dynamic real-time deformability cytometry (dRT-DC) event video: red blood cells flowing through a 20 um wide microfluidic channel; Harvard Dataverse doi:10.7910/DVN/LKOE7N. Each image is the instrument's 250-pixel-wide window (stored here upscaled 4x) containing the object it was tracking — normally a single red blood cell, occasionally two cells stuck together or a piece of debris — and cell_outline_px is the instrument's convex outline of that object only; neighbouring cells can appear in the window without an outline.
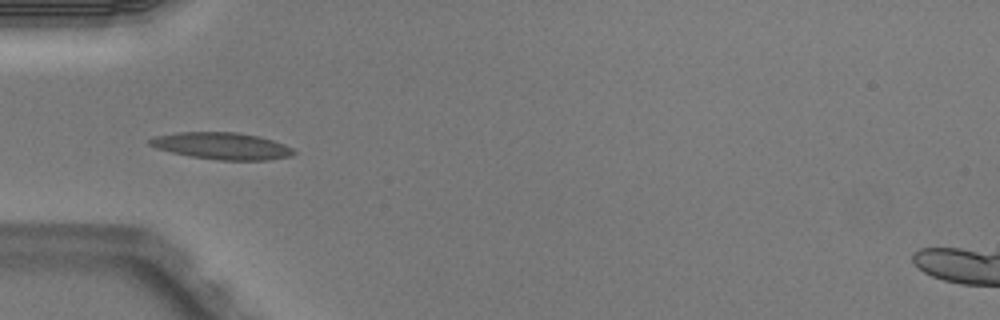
{"species": "Egyptian fruit bat (a non-hibernating species)", "species_latin": "Rousettus aegyptiacus", "temperature_condition": "warm", "stored_images_in_passage": 5, "camera_frame_rate_fps": 3000, "um_per_image_px": 0.085, "animal": {"sex": "male"}, "frame": {"image": 1, "passage_image": 5, "time_ms": 1.333, "image_size_px": [1000, 320], "cell_outline_px": [[296, 152], [292, 156], [272, 160], [220, 160], [192, 156], [172, 152], [156, 148], [148, 144], [148, 140], [152, 136], [176, 132], [236, 132], [260, 136], [284, 144], [292, 148]], "centroid_in_image_um": [18.86, 12.4], "position_along_channel_um": 66.1, "area_um2": 22.66}}